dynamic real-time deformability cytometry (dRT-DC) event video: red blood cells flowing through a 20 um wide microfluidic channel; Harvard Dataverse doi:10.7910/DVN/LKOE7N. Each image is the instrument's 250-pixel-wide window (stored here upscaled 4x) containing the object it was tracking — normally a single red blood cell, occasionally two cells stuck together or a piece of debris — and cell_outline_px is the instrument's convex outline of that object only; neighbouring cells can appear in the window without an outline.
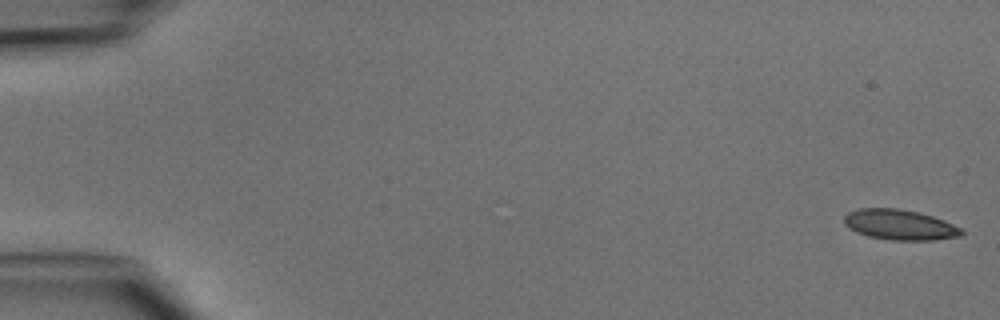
{"species": "common noctule bat (a hibernating species)", "species_latin": "Nyctalus noctula", "temperature_condition": "cold", "stored_images_in_passage": 7, "camera_frame_rate_fps": 3000, "um_per_image_px": 0.085, "animal": {"sex": "male", "body_mass_g": 15.6}, "frame": {"image": 1, "passage_image": 1, "time_ms": 0.0, "image_size_px": [1000, 320], "cell_outline_px": [[964, 236], [936, 240], [892, 240], [868, 236], [856, 232], [848, 228], [844, 224], [844, 216], [848, 212], [856, 208], [896, 208], [920, 212], [944, 220], [960, 228], [964, 232]], "centroid_in_image_um": [76.48, 19.1], "position_along_channel_um": 8.5, "area_um2": 20.98}}
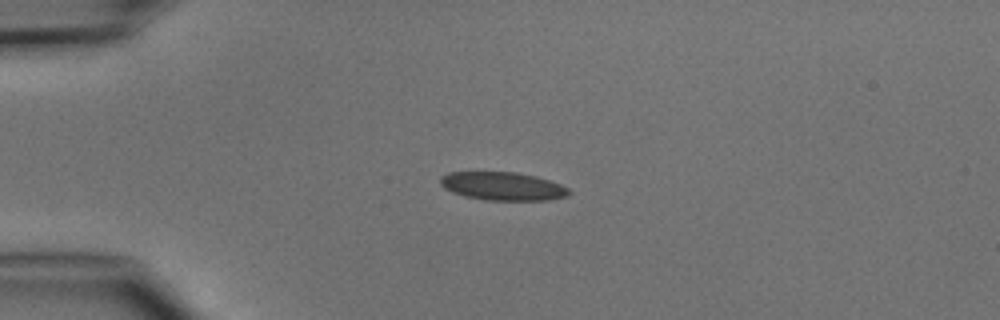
{"frame": {"image": 2, "passage_image": 4, "time_ms": 3.667, "image_size_px": [1000, 320], "cell_outline_px": [[572, 192], [568, 196], [548, 200], [484, 200], [464, 196], [452, 192], [444, 188], [440, 184], [440, 176], [448, 172], [516, 172], [536, 176], [560, 184], [568, 188]], "centroid_in_image_um": [42.72, 15.83], "position_along_channel_um": 42.3, "area_um2": 21.33}}